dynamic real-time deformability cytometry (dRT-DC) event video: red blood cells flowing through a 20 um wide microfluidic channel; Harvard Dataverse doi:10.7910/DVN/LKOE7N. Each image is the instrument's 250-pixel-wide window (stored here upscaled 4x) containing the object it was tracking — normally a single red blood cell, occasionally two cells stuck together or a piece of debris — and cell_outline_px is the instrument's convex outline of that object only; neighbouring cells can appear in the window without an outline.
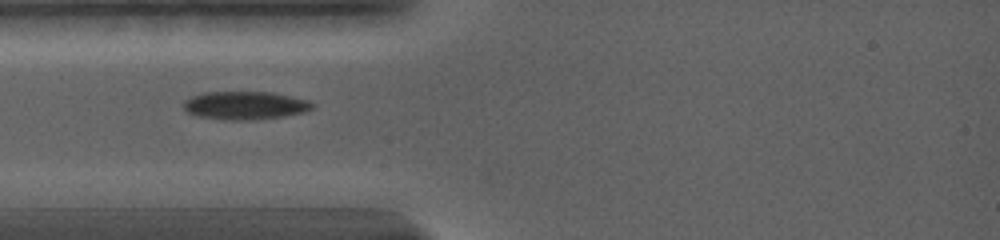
{"species": "common noctule bat (a hibernating species)", "species_latin": "Nyctalus noctula", "temperature_condition": "warm", "stored_images_in_passage": 9, "camera_frame_rate_fps": 5000, "um_per_image_px": 0.085, "animal": {"sex": "female", "body_mass_g": 19.0, "forearm_length_mm": 56.7}, "frame": {"image": 1, "passage_image": 1, "time_ms": 0.0, "image_size_px": [1000, 240], "cell_outline_px": [[316, 108], [308, 112], [284, 116], [248, 120], [228, 120], [196, 116], [188, 112], [184, 108], [184, 100], [192, 96], [204, 92], [272, 92], [308, 100], [316, 104]], "centroid_in_image_um": [20.89, 8.96], "position_along_channel_um": 64.1, "area_um2": 21.33}}
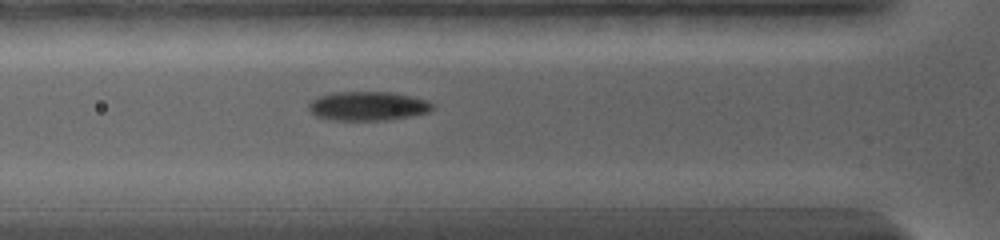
{"frame": {"image": 2, "passage_image": 7, "time_ms": 0.8, "image_size_px": [1000, 240], "cell_outline_px": [[436, 108], [428, 112], [388, 120], [336, 120], [316, 116], [308, 108], [308, 104], [312, 100], [320, 96], [332, 92], [392, 92], [424, 100], [436, 104]], "centroid_in_image_um": [31.27, 9.01], "position_along_channel_um": 94.5, "area_um2": 20.81}}